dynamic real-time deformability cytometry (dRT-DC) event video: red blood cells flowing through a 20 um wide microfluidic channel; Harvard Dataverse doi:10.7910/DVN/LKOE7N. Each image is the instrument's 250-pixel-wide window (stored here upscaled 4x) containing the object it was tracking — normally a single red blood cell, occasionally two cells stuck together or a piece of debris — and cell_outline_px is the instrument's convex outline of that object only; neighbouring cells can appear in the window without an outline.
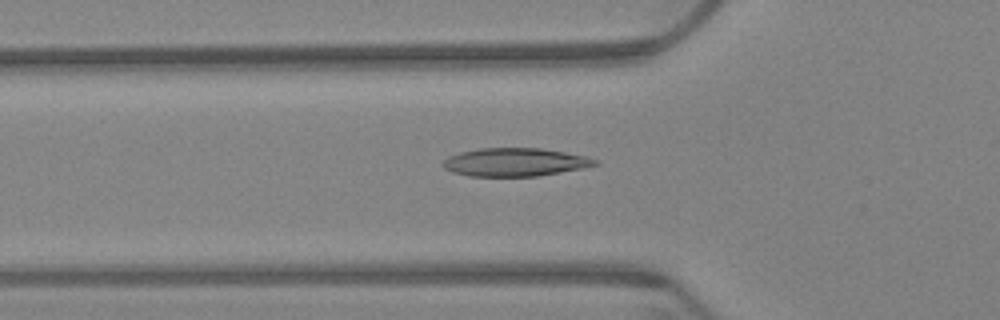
{"species": "Egyptian fruit bat (a non-hibernating species)", "species_latin": "Rousettus aegyptiacus", "temperature_condition": "warm", "stored_images_in_passage": 44, "camera_frame_rate_fps": 3000, "um_per_image_px": 0.085, "animal": {"sex": "female"}, "frame": {"image": 1, "passage_image": 4, "time_ms": 1.0, "image_size_px": [1000, 320], "cell_outline_px": [[600, 164], [580, 168], [536, 176], [468, 176], [452, 172], [444, 168], [444, 160], [448, 156], [460, 152], [480, 148], [540, 148], [564, 152], [584, 156], [596, 160]], "centroid_in_image_um": [43.72, 13.78], "position_along_channel_um": 82.1, "area_um2": 24.68}}
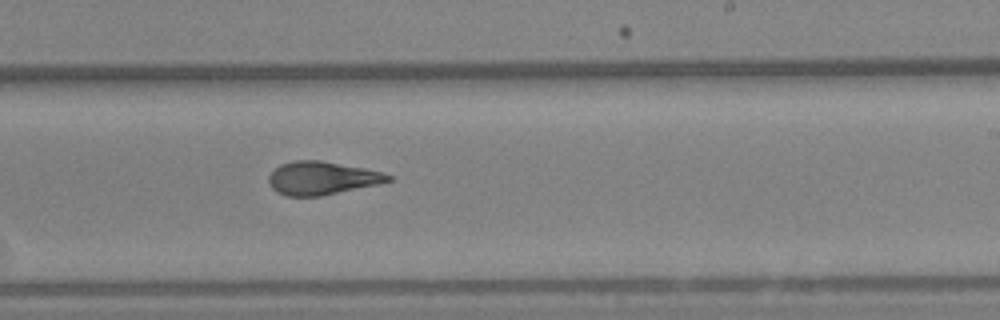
{"frame": {"image": 2, "passage_image": 20, "time_ms": 6.333, "image_size_px": [1000, 320], "cell_outline_px": [[392, 180], [376, 184], [320, 196], [288, 196], [276, 192], [268, 184], [268, 176], [280, 164], [296, 160], [320, 160], [364, 168], [380, 172], [392, 176]], "centroid_in_image_um": [27.3, 15.14], "position_along_channel_um": 261.7, "area_um2": 22.83}}
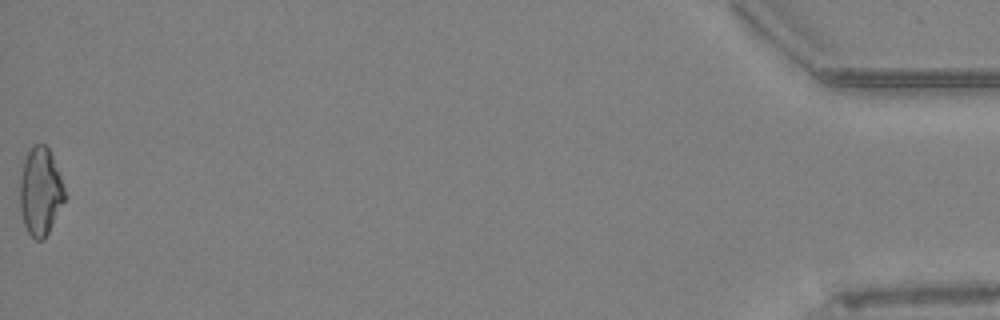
{"frame": {"image": 3, "passage_image": 44, "time_ms": 14.333, "image_size_px": [1000, 320], "cell_outline_px": [[68, 196], [44, 240], [36, 240], [28, 232], [24, 224], [20, 208], [20, 176], [24, 160], [32, 144], [44, 144], [48, 148], [52, 156]], "centroid_in_image_um": [3.45, 16.29], "position_along_channel_um": 431.8, "area_um2": 23.06}, "authors_computed_cell_mechanics": {"area_um2": 23.0911, "velocity_mm_per_s": 3.3717, "shape_relaxation_time_tau1_ms": 9.3006, "shape_relaxation_time_tau2_ms": 2.4221, "deformation_change_tau1": 0.2372, "deformation_change_tau2": 0.0924}}